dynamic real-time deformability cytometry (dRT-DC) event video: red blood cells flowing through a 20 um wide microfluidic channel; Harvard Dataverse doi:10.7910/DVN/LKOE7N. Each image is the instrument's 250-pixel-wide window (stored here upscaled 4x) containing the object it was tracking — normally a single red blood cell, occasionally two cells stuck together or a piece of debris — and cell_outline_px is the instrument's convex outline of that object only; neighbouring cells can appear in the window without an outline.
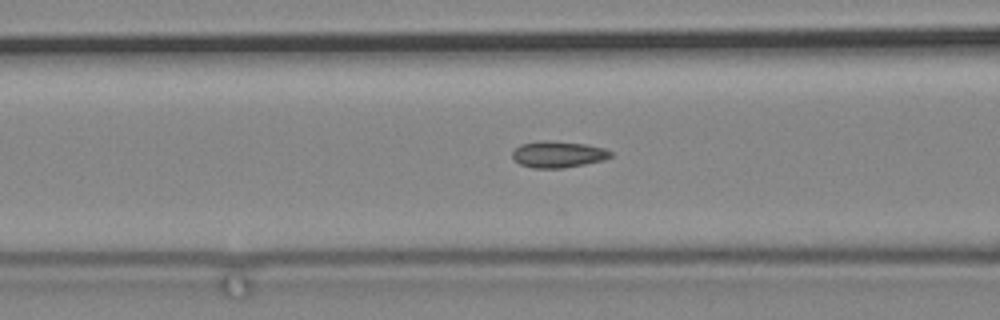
{"species": "common noctule bat (a hibernating species)", "species_latin": "Nyctalus noctula", "temperature_condition": "cold", "stored_images_in_passage": 72, "camera_frame_rate_fps": 3000, "um_per_image_px": 0.085, "animal": {"sex": "male", "body_mass_g": 19.2, "forearm_length_mm": 51.8}, "frame": {"image": 1, "passage_image": 37, "time_ms": 12.0, "image_size_px": [1000, 320], "cell_outline_px": [[612, 156], [604, 160], [564, 168], [532, 168], [520, 164], [512, 156], [512, 152], [520, 144], [540, 140], [552, 140], [588, 144], [604, 148], [612, 152]], "centroid_in_image_um": [47.45, 13.1], "position_along_channel_um": 119.2, "area_um2": 15.32}}
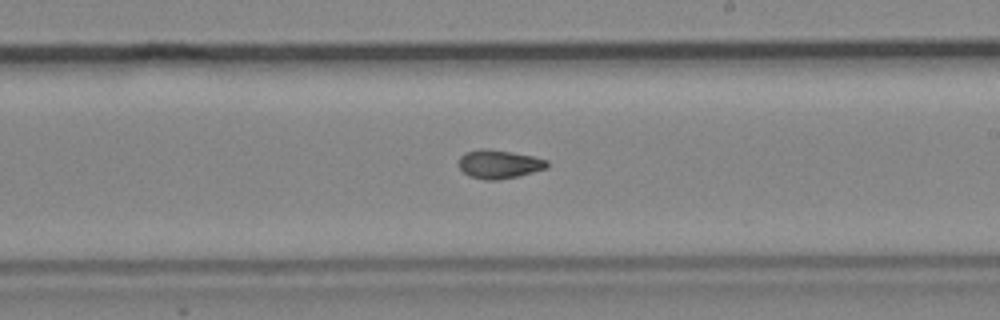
{"frame": {"image": 2, "passage_image": 49, "time_ms": 16.0, "image_size_px": [1000, 320], "cell_outline_px": [[548, 168], [520, 176], [496, 180], [488, 180], [468, 176], [456, 164], [460, 156], [464, 152], [480, 148], [488, 148], [512, 152], [532, 156], [548, 160]], "centroid_in_image_um": [42.39, 13.94], "position_along_channel_um": 246.6, "area_um2": 15.03}}
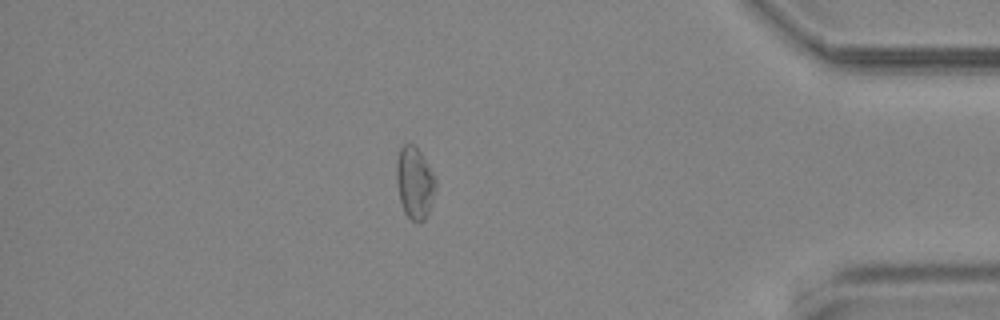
{"frame": {"image": 3, "passage_image": 67, "time_ms": 22.0, "image_size_px": [1000, 320], "cell_outline_px": [[436, 188], [428, 212], [424, 220], [420, 224], [416, 224], [404, 212], [400, 200], [396, 180], [396, 156], [400, 148], [404, 144], [416, 144], [436, 180]], "centroid_in_image_um": [35.23, 15.53], "position_along_channel_um": 400.0, "area_um2": 16.53}}